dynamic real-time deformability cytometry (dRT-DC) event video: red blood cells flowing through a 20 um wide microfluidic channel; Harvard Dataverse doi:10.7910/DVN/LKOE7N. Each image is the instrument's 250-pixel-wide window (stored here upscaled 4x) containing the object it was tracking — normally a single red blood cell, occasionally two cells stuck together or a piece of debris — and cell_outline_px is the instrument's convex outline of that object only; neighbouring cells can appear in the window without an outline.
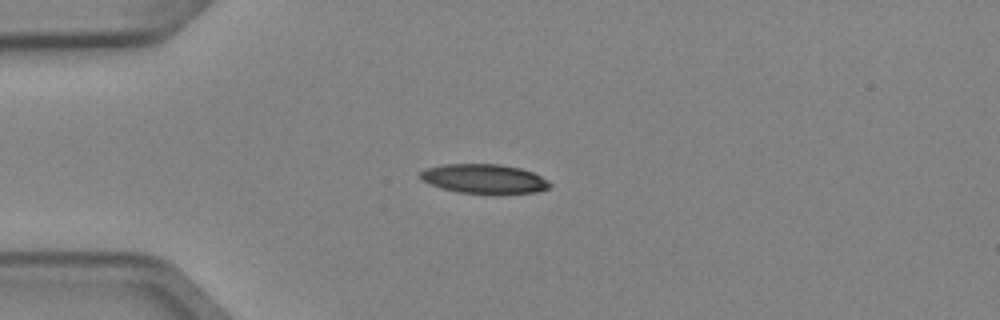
{"species": "Egyptian fruit bat (a non-hibernating species)", "species_latin": "Rousettus aegyptiacus", "temperature_condition": "cold", "stored_images_in_passage": 5, "camera_frame_rate_fps": 3000, "um_per_image_px": 0.085, "animal": {"sex": "female"}, "frame": {"image": 1, "passage_image": 3, "time_ms": 0.667, "image_size_px": [1000, 320], "cell_outline_px": [[552, 184], [548, 188], [536, 192], [456, 192], [440, 188], [424, 180], [420, 176], [420, 172], [428, 168], [444, 164], [500, 164], [520, 168], [532, 172], [548, 180]], "centroid_in_image_um": [41.15, 15.17], "position_along_channel_um": 43.8, "area_um2": 21.5}}
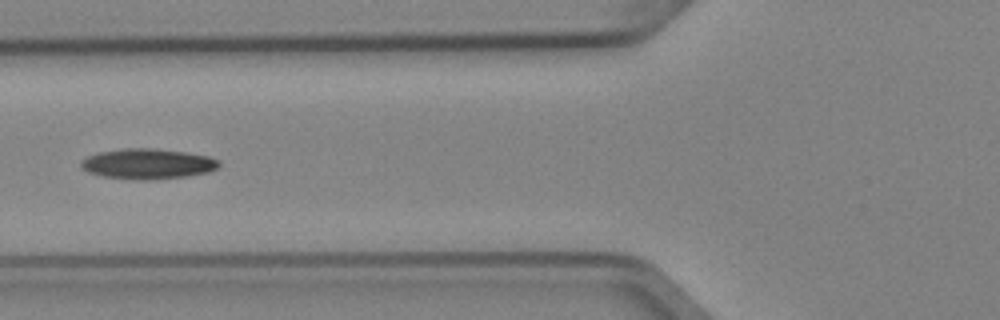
{"frame": {"image": 2, "passage_image": 5, "time_ms": 1.333, "image_size_px": [1000, 320], "cell_outline_px": [[220, 164], [216, 168], [208, 172], [188, 176], [152, 180], [144, 180], [104, 176], [88, 172], [80, 164], [88, 156], [100, 152], [124, 148], [152, 148], [184, 152], [208, 156], [220, 160]], "centroid_in_image_um": [12.6, 13.92], "position_along_channel_um": 113.2, "area_um2": 24.1}}